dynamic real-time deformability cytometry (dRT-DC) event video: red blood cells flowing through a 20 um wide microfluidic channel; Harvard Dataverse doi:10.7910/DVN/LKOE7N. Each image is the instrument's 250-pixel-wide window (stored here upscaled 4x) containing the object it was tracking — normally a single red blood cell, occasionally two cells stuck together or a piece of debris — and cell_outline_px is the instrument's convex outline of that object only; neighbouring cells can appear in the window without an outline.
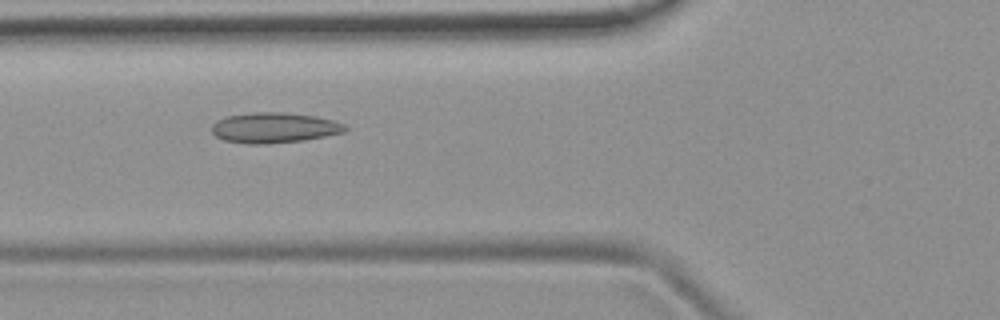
{"species": "common noctule bat (a hibernating species)", "species_latin": "Nyctalus noctula", "temperature_condition": "room temperature", "stored_images_in_passage": 48, "camera_frame_rate_fps": 3000, "um_per_image_px": 0.085, "animal": {"sex": "female", "body_mass_g": 19.9}, "frame": {"image": 1, "passage_image": 15, "time_ms": 4.667, "image_size_px": [1000, 320], "cell_outline_px": [[348, 128], [344, 132], [304, 140], [268, 144], [248, 144], [224, 140], [216, 136], [212, 132], [212, 124], [216, 120], [228, 116], [252, 112], [284, 112], [316, 116], [332, 120], [344, 124]], "centroid_in_image_um": [23.29, 10.85], "position_along_channel_um": 102.5, "area_um2": 23.64}}
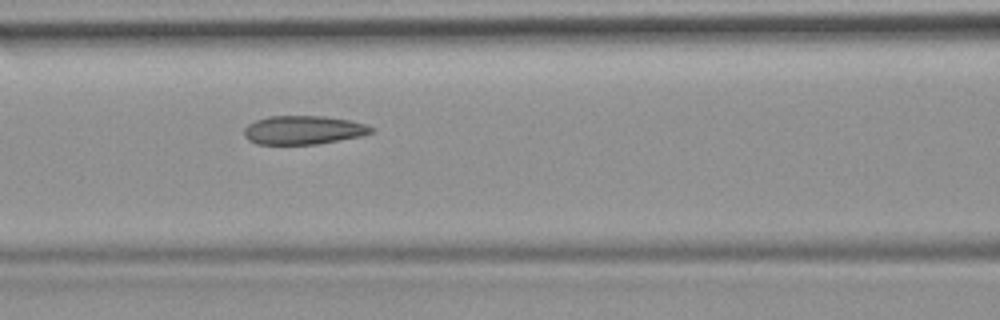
{"frame": {"image": 2, "passage_image": 18, "time_ms": 5.667, "image_size_px": [1000, 320], "cell_outline_px": [[372, 132], [360, 136], [316, 144], [256, 144], [248, 140], [244, 136], [244, 128], [248, 124], [256, 120], [268, 116], [324, 116], [348, 120], [368, 124], [372, 128]], "centroid_in_image_um": [25.75, 11.05], "position_along_channel_um": 140.9, "area_um2": 21.15}}
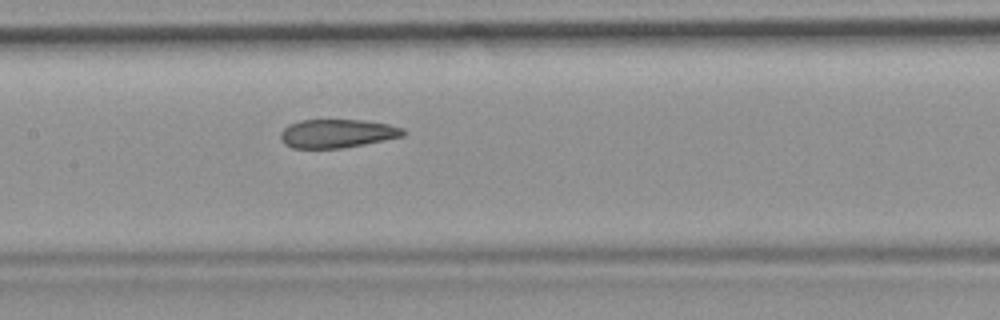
{"frame": {"image": 3, "passage_image": 21, "time_ms": 6.667, "image_size_px": [1000, 320], "cell_outline_px": [[404, 136], [364, 144], [340, 148], [292, 148], [284, 144], [280, 140], [280, 132], [288, 124], [300, 120], [364, 120], [388, 124], [404, 128]], "centroid_in_image_um": [28.62, 11.34], "position_along_channel_um": 178.8, "area_um2": 20.46}, "authors_computed_cell_mechanics": {"area_um2": 22.0507, "velocity_mm_per_s": 3.8103, "shape_relaxation_time_tau1_ms": null, "shape_relaxation_time_tau2_ms": 1.6721, "deformation_change_tau1": null, "deformation_change_tau2": 0.0746}}